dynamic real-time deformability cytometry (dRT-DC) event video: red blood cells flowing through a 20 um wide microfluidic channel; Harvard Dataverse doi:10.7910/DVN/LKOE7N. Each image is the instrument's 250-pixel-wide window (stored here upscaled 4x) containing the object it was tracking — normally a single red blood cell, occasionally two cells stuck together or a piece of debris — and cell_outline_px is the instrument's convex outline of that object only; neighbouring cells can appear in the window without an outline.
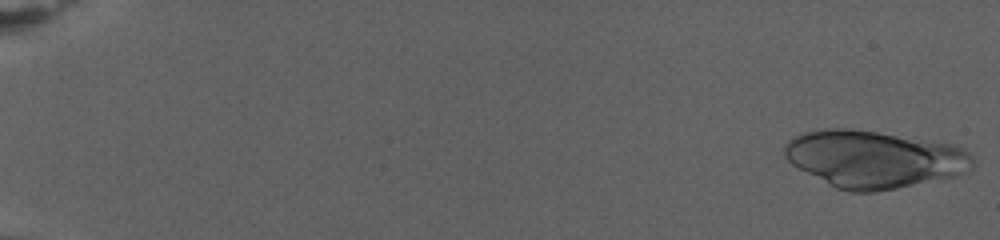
{"species": "human", "species_latin": "Homo sapiens", "temperature_condition": "warm", "stored_images_in_passage": 77, "camera_frame_rate_fps": 3000, "um_per_image_px": 0.085, "donor": {"sex": "female"}, "frame": {"image": 1, "passage_image": 1, "time_ms": 0.0, "image_size_px": [1000, 240], "cell_outline_px": [[976, 164], [968, 172], [956, 176], [876, 192], [848, 192], [836, 188], [792, 164], [784, 156], [784, 144], [788, 140], [804, 132], [828, 128], [844, 128], [876, 132], [952, 144], [964, 148], [972, 152]], "centroid_in_image_um": [74.34, 13.53], "position_along_channel_um": 10.7, "area_um2": 62.77}}